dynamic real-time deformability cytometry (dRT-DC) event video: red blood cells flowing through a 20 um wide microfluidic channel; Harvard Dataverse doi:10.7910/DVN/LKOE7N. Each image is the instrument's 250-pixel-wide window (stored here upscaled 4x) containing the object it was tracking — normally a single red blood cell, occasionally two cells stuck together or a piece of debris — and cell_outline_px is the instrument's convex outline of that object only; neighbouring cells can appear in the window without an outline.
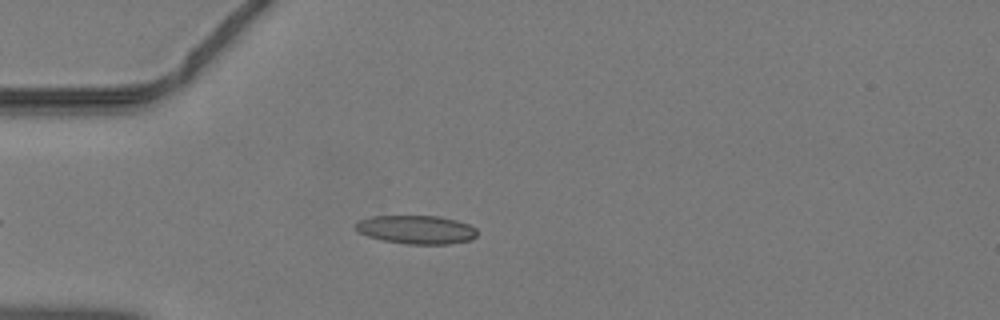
{"species": "common noctule bat (a hibernating species)", "species_latin": "Nyctalus noctula", "temperature_condition": "warm", "stored_images_in_passage": 32, "camera_frame_rate_fps": 3000, "um_per_image_px": 0.085, "animal": {"sex": "male", "body_mass_g": 19.2, "forearm_length_mm": 51.8}, "frame": {"image": 1, "passage_image": 2, "time_ms": 0.333, "image_size_px": [1000, 320], "cell_outline_px": [[476, 236], [472, 240], [448, 244], [408, 244], [384, 240], [368, 236], [360, 232], [356, 228], [356, 224], [360, 220], [372, 216], [440, 216], [456, 220], [468, 224], [476, 228]], "centroid_in_image_um": [35.44, 19.51], "position_along_channel_um": 49.6, "area_um2": 20.06}}
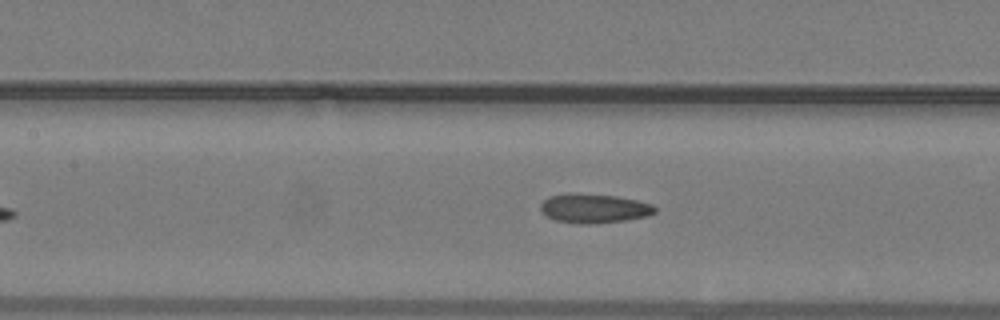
{"frame": {"image": 2, "passage_image": 10, "time_ms": 3.0, "image_size_px": [1000, 320], "cell_outline_px": [[656, 212], [648, 216], [628, 220], [588, 224], [576, 224], [556, 220], [548, 216], [540, 208], [540, 204], [548, 196], [616, 196], [636, 200], [652, 204], [656, 208]], "centroid_in_image_um": [50.57, 17.77], "position_along_channel_um": 156.8, "area_um2": 18.61}}
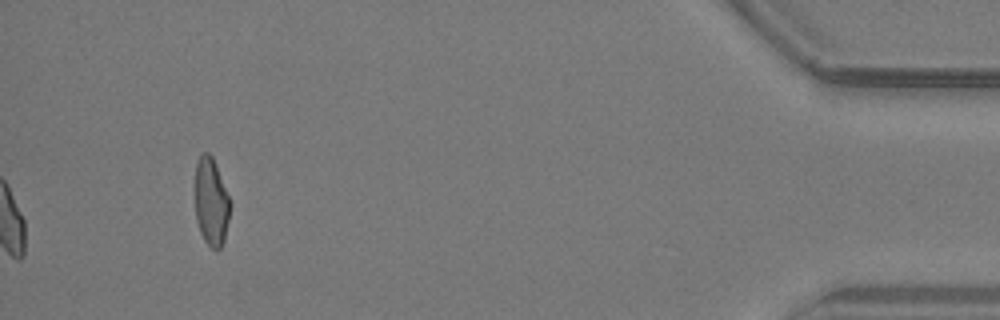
{"frame": {"image": 3, "passage_image": 32, "time_ms": 10.333, "image_size_px": [1000, 320], "cell_outline_px": [[232, 204], [224, 240], [220, 248], [216, 252], [204, 240], [200, 232], [196, 220], [192, 188], [196, 164], [200, 156], [204, 152], [208, 152], [212, 156], [216, 164]], "centroid_in_image_um": [17.91, 17.14], "position_along_channel_um": 417.3, "area_um2": 18.79}}